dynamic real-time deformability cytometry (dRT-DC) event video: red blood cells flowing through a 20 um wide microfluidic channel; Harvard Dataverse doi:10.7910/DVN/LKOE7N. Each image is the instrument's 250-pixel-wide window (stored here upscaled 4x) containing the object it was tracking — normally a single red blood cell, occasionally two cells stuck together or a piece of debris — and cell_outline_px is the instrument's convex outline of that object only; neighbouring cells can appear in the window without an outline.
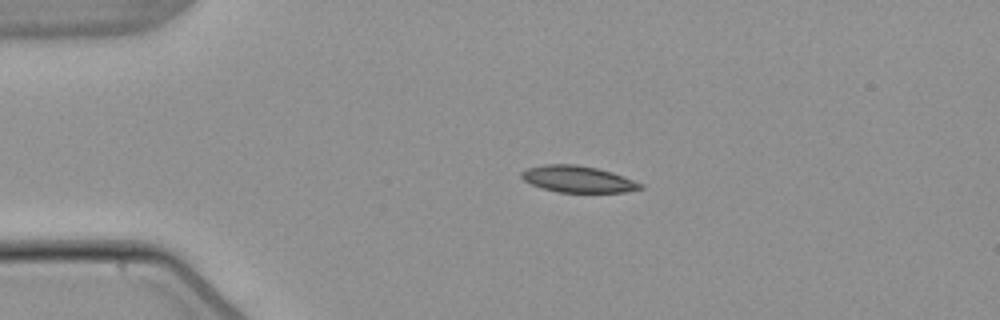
{"species": "common noctule bat (a hibernating species)", "species_latin": "Nyctalus noctula", "temperature_condition": "warm", "stored_images_in_passage": 4, "camera_frame_rate_fps": 3000, "um_per_image_px": 0.085, "animal": {"sex": "male", "body_mass_g": 21.5, "forearm_length_mm": 52.0}, "frame": {"image": 1, "passage_image": 3, "time_ms": 2.333, "image_size_px": [1000, 320], "cell_outline_px": [[644, 188], [624, 192], [556, 192], [532, 184], [524, 180], [520, 176], [520, 172], [524, 168], [544, 164], [576, 164], [596, 168], [612, 172], [624, 176], [644, 184]], "centroid_in_image_um": [49.11, 15.22], "position_along_channel_um": 35.9, "area_um2": 18.5}}